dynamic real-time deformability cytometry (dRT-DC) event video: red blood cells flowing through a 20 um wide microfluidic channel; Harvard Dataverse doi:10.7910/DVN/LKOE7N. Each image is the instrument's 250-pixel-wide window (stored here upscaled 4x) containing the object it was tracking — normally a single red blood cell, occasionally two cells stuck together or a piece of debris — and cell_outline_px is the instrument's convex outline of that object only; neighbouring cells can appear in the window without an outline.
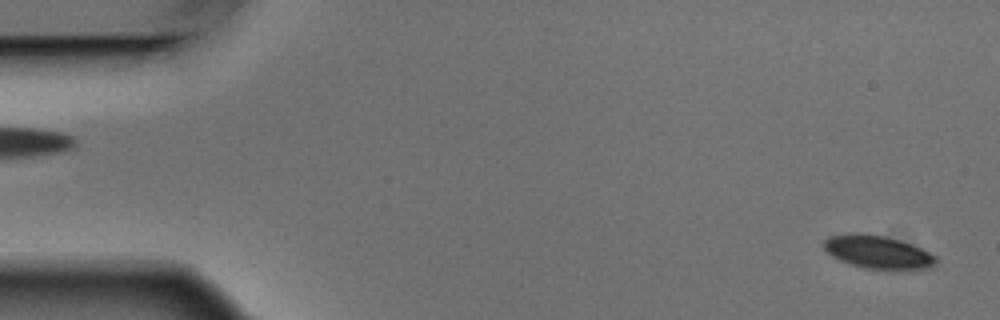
{"species": "Egyptian fruit bat (a non-hibernating species)", "species_latin": "Rousettus aegyptiacus", "temperature_condition": "warm", "stored_images_in_passage": 6, "segment_of_instrument_passage": [2, 2], "camera_frame_rate_fps": 3000, "um_per_image_px": 0.085, "animal": {"sex": "male"}, "frame": {"image": 1, "passage_image": 6, "time_ms": 1.667, "image_size_px": [1000, 320], "cell_outline_px": [[936, 264], [932, 268], [864, 268], [840, 260], [832, 256], [824, 248], [824, 240], [828, 236], [856, 232], [860, 232], [884, 236], [900, 240], [912, 244], [936, 256]], "centroid_in_image_um": [74.59, 21.39], "position_along_channel_um": 10.4, "area_um2": 21.27}}